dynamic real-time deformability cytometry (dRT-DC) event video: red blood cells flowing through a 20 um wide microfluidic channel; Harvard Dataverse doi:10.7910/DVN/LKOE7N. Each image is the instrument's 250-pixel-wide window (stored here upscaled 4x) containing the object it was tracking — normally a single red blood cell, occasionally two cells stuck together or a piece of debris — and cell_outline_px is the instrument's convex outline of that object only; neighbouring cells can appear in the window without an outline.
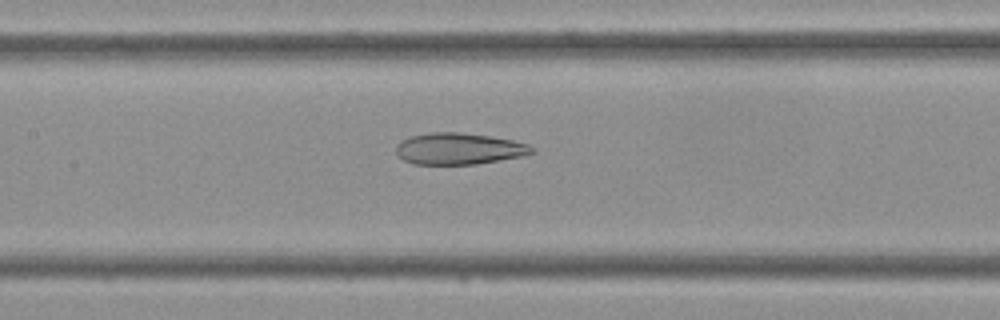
{"species": "Egyptian fruit bat (a non-hibernating species)", "species_latin": "Rousettus aegyptiacus", "temperature_condition": "cold", "stored_images_in_passage": 43, "camera_frame_rate_fps": 3000, "um_per_image_px": 0.085, "frame": {"image": 1, "passage_image": 20, "time_ms": 6.333, "image_size_px": [1000, 320], "cell_outline_px": [[536, 152], [524, 156], [476, 164], [412, 164], [404, 160], [396, 152], [396, 144], [400, 140], [408, 136], [428, 132], [460, 132], [488, 136], [512, 140], [528, 144], [536, 148]], "centroid_in_image_um": [39.01, 12.63], "position_along_channel_um": 168.4, "area_um2": 25.2}}
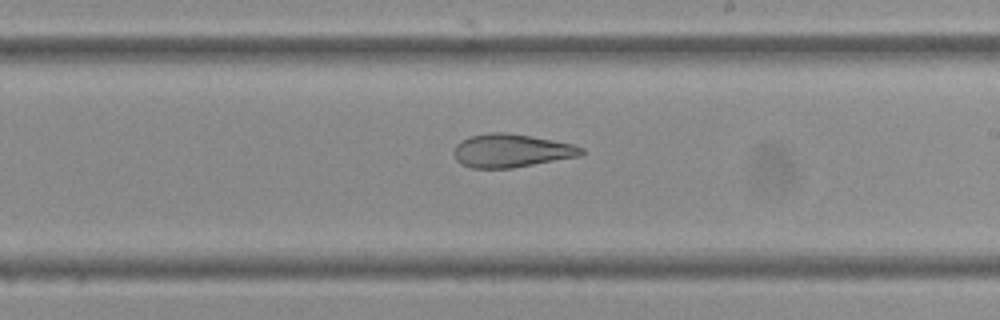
{"frame": {"image": 2, "passage_image": 25, "time_ms": 8.0, "image_size_px": [1000, 320], "cell_outline_px": [[584, 156], [512, 168], [472, 168], [460, 164], [456, 160], [456, 144], [460, 140], [472, 136], [488, 132], [508, 132], [532, 136], [572, 144], [584, 148]], "centroid_in_image_um": [43.51, 12.81], "position_along_channel_um": 245.5, "area_um2": 24.91}}
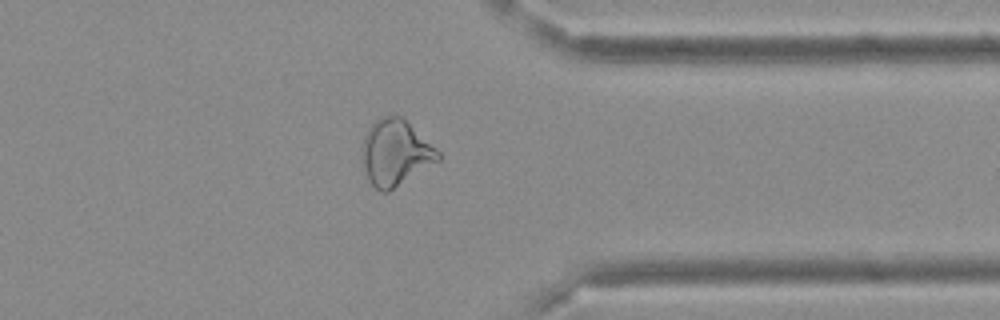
{"frame": {"image": 3, "passage_image": 34, "time_ms": 11.0, "image_size_px": [1000, 320], "cell_outline_px": [[440, 160], [388, 192], [380, 192], [368, 180], [364, 164], [364, 136], [368, 128], [380, 116], [400, 116], [436, 148], [440, 152]], "centroid_in_image_um": [33.63, 12.99], "position_along_channel_um": 377.8, "area_um2": 28.5}}